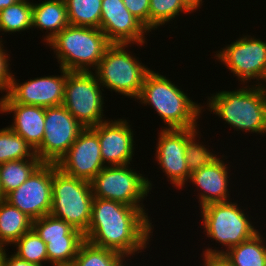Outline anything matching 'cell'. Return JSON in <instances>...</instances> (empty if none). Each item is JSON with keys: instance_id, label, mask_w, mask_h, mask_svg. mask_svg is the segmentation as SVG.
Here are the masks:
<instances>
[{"instance_id": "cell-42", "label": "cell", "mask_w": 266, "mask_h": 266, "mask_svg": "<svg viewBox=\"0 0 266 266\" xmlns=\"http://www.w3.org/2000/svg\"><path fill=\"white\" fill-rule=\"evenodd\" d=\"M54 266H76L74 262L72 263H64V264H57V265H54Z\"/></svg>"}, {"instance_id": "cell-12", "label": "cell", "mask_w": 266, "mask_h": 266, "mask_svg": "<svg viewBox=\"0 0 266 266\" xmlns=\"http://www.w3.org/2000/svg\"><path fill=\"white\" fill-rule=\"evenodd\" d=\"M199 129V127L185 129H162L156 143L155 161L160 165L169 184L180 189L186 188L191 174L186 162V141Z\"/></svg>"}, {"instance_id": "cell-38", "label": "cell", "mask_w": 266, "mask_h": 266, "mask_svg": "<svg viewBox=\"0 0 266 266\" xmlns=\"http://www.w3.org/2000/svg\"><path fill=\"white\" fill-rule=\"evenodd\" d=\"M19 0H0V11H2L4 8H7L15 3H17Z\"/></svg>"}, {"instance_id": "cell-13", "label": "cell", "mask_w": 266, "mask_h": 266, "mask_svg": "<svg viewBox=\"0 0 266 266\" xmlns=\"http://www.w3.org/2000/svg\"><path fill=\"white\" fill-rule=\"evenodd\" d=\"M53 163H42L5 200L32 220L49 215L52 208Z\"/></svg>"}, {"instance_id": "cell-25", "label": "cell", "mask_w": 266, "mask_h": 266, "mask_svg": "<svg viewBox=\"0 0 266 266\" xmlns=\"http://www.w3.org/2000/svg\"><path fill=\"white\" fill-rule=\"evenodd\" d=\"M149 30L152 32L163 25L170 24L179 14L194 13L186 0H150Z\"/></svg>"}, {"instance_id": "cell-37", "label": "cell", "mask_w": 266, "mask_h": 266, "mask_svg": "<svg viewBox=\"0 0 266 266\" xmlns=\"http://www.w3.org/2000/svg\"><path fill=\"white\" fill-rule=\"evenodd\" d=\"M186 2L195 10L200 9L202 5L204 4L203 0H186Z\"/></svg>"}, {"instance_id": "cell-6", "label": "cell", "mask_w": 266, "mask_h": 266, "mask_svg": "<svg viewBox=\"0 0 266 266\" xmlns=\"http://www.w3.org/2000/svg\"><path fill=\"white\" fill-rule=\"evenodd\" d=\"M132 44L111 43L93 72L105 89L130 99L138 98L146 75L152 70L129 50ZM128 49V50H127Z\"/></svg>"}, {"instance_id": "cell-33", "label": "cell", "mask_w": 266, "mask_h": 266, "mask_svg": "<svg viewBox=\"0 0 266 266\" xmlns=\"http://www.w3.org/2000/svg\"><path fill=\"white\" fill-rule=\"evenodd\" d=\"M4 40H0V93L3 95L1 98L5 95H7V92L10 87L11 79H12V72L9 68L12 64H10V54H8L9 51H7L4 47Z\"/></svg>"}, {"instance_id": "cell-40", "label": "cell", "mask_w": 266, "mask_h": 266, "mask_svg": "<svg viewBox=\"0 0 266 266\" xmlns=\"http://www.w3.org/2000/svg\"><path fill=\"white\" fill-rule=\"evenodd\" d=\"M132 259L131 257H125V258H123L116 266H128L129 265V263H127L128 262V260L130 261V259ZM125 259H126V261H125ZM125 261V262H124ZM130 266V265H129Z\"/></svg>"}, {"instance_id": "cell-34", "label": "cell", "mask_w": 266, "mask_h": 266, "mask_svg": "<svg viewBox=\"0 0 266 266\" xmlns=\"http://www.w3.org/2000/svg\"><path fill=\"white\" fill-rule=\"evenodd\" d=\"M150 0H123L124 5L149 29V8Z\"/></svg>"}, {"instance_id": "cell-15", "label": "cell", "mask_w": 266, "mask_h": 266, "mask_svg": "<svg viewBox=\"0 0 266 266\" xmlns=\"http://www.w3.org/2000/svg\"><path fill=\"white\" fill-rule=\"evenodd\" d=\"M56 165L63 173L90 182L105 167L97 132L84 128Z\"/></svg>"}, {"instance_id": "cell-20", "label": "cell", "mask_w": 266, "mask_h": 266, "mask_svg": "<svg viewBox=\"0 0 266 266\" xmlns=\"http://www.w3.org/2000/svg\"><path fill=\"white\" fill-rule=\"evenodd\" d=\"M69 25L64 0H45L34 3L32 0V30H46L44 44ZM47 33V34H46Z\"/></svg>"}, {"instance_id": "cell-4", "label": "cell", "mask_w": 266, "mask_h": 266, "mask_svg": "<svg viewBox=\"0 0 266 266\" xmlns=\"http://www.w3.org/2000/svg\"><path fill=\"white\" fill-rule=\"evenodd\" d=\"M110 44L100 28L73 25L46 43L53 50L59 67L81 72H94Z\"/></svg>"}, {"instance_id": "cell-11", "label": "cell", "mask_w": 266, "mask_h": 266, "mask_svg": "<svg viewBox=\"0 0 266 266\" xmlns=\"http://www.w3.org/2000/svg\"><path fill=\"white\" fill-rule=\"evenodd\" d=\"M44 136L35 154L43 163H54L67 153L85 128L63 106L45 108Z\"/></svg>"}, {"instance_id": "cell-10", "label": "cell", "mask_w": 266, "mask_h": 266, "mask_svg": "<svg viewBox=\"0 0 266 266\" xmlns=\"http://www.w3.org/2000/svg\"><path fill=\"white\" fill-rule=\"evenodd\" d=\"M226 45L215 51L214 58L221 62L219 64H223L234 77L237 76L241 81L239 85L251 82L262 86L266 78V40L244 34Z\"/></svg>"}, {"instance_id": "cell-21", "label": "cell", "mask_w": 266, "mask_h": 266, "mask_svg": "<svg viewBox=\"0 0 266 266\" xmlns=\"http://www.w3.org/2000/svg\"><path fill=\"white\" fill-rule=\"evenodd\" d=\"M32 221L6 200L0 201V246H13L23 234L32 229Z\"/></svg>"}, {"instance_id": "cell-30", "label": "cell", "mask_w": 266, "mask_h": 266, "mask_svg": "<svg viewBox=\"0 0 266 266\" xmlns=\"http://www.w3.org/2000/svg\"><path fill=\"white\" fill-rule=\"evenodd\" d=\"M32 229L45 243L47 240L64 239V237H84L80 230L50 214L33 220Z\"/></svg>"}, {"instance_id": "cell-3", "label": "cell", "mask_w": 266, "mask_h": 266, "mask_svg": "<svg viewBox=\"0 0 266 266\" xmlns=\"http://www.w3.org/2000/svg\"><path fill=\"white\" fill-rule=\"evenodd\" d=\"M210 95L202 109L213 112L236 131L266 134V89L263 86L242 85Z\"/></svg>"}, {"instance_id": "cell-7", "label": "cell", "mask_w": 266, "mask_h": 266, "mask_svg": "<svg viewBox=\"0 0 266 266\" xmlns=\"http://www.w3.org/2000/svg\"><path fill=\"white\" fill-rule=\"evenodd\" d=\"M93 200L89 181L69 176L53 163L50 215L64 220L84 234L90 223Z\"/></svg>"}, {"instance_id": "cell-29", "label": "cell", "mask_w": 266, "mask_h": 266, "mask_svg": "<svg viewBox=\"0 0 266 266\" xmlns=\"http://www.w3.org/2000/svg\"><path fill=\"white\" fill-rule=\"evenodd\" d=\"M124 255L117 251L95 246L84 241L74 259L76 266H116Z\"/></svg>"}, {"instance_id": "cell-35", "label": "cell", "mask_w": 266, "mask_h": 266, "mask_svg": "<svg viewBox=\"0 0 266 266\" xmlns=\"http://www.w3.org/2000/svg\"><path fill=\"white\" fill-rule=\"evenodd\" d=\"M201 266H233L225 254H202Z\"/></svg>"}, {"instance_id": "cell-5", "label": "cell", "mask_w": 266, "mask_h": 266, "mask_svg": "<svg viewBox=\"0 0 266 266\" xmlns=\"http://www.w3.org/2000/svg\"><path fill=\"white\" fill-rule=\"evenodd\" d=\"M238 201L211 203L203 208L201 211V220L206 237L213 239L216 243H220L222 248L218 250L214 248L204 247L203 254H224L230 248L237 246L238 244L251 239L255 234L259 232L257 227L249 214H246V208L244 209ZM240 206V207H239ZM243 209H242V208ZM245 210V211H244ZM253 222V223H252ZM224 246V247H223Z\"/></svg>"}, {"instance_id": "cell-28", "label": "cell", "mask_w": 266, "mask_h": 266, "mask_svg": "<svg viewBox=\"0 0 266 266\" xmlns=\"http://www.w3.org/2000/svg\"><path fill=\"white\" fill-rule=\"evenodd\" d=\"M14 255L29 263L39 266L49 264L46 243L31 229L23 234L14 244Z\"/></svg>"}, {"instance_id": "cell-14", "label": "cell", "mask_w": 266, "mask_h": 266, "mask_svg": "<svg viewBox=\"0 0 266 266\" xmlns=\"http://www.w3.org/2000/svg\"><path fill=\"white\" fill-rule=\"evenodd\" d=\"M100 30L110 43L147 45L150 30L124 5L123 0H102Z\"/></svg>"}, {"instance_id": "cell-23", "label": "cell", "mask_w": 266, "mask_h": 266, "mask_svg": "<svg viewBox=\"0 0 266 266\" xmlns=\"http://www.w3.org/2000/svg\"><path fill=\"white\" fill-rule=\"evenodd\" d=\"M42 163L40 159H22L0 164V179L5 197L24 183Z\"/></svg>"}, {"instance_id": "cell-9", "label": "cell", "mask_w": 266, "mask_h": 266, "mask_svg": "<svg viewBox=\"0 0 266 266\" xmlns=\"http://www.w3.org/2000/svg\"><path fill=\"white\" fill-rule=\"evenodd\" d=\"M104 88L91 72L68 71L63 106L85 128L93 127L106 119Z\"/></svg>"}, {"instance_id": "cell-18", "label": "cell", "mask_w": 266, "mask_h": 266, "mask_svg": "<svg viewBox=\"0 0 266 266\" xmlns=\"http://www.w3.org/2000/svg\"><path fill=\"white\" fill-rule=\"evenodd\" d=\"M222 156V157H221ZM213 160L210 164L193 172L188 183H192L198 190L199 207L211 203L227 202L232 200L230 197V167L229 162L224 161L227 156L223 154ZM225 157V158H224ZM226 162V163H225ZM228 163V164H227ZM229 178V179H228ZM230 190V191H228Z\"/></svg>"}, {"instance_id": "cell-16", "label": "cell", "mask_w": 266, "mask_h": 266, "mask_svg": "<svg viewBox=\"0 0 266 266\" xmlns=\"http://www.w3.org/2000/svg\"><path fill=\"white\" fill-rule=\"evenodd\" d=\"M59 68L60 75L30 78V80L22 83L15 79V75L12 74L7 95L18 104L35 105L43 108L61 106L64 100L67 70Z\"/></svg>"}, {"instance_id": "cell-24", "label": "cell", "mask_w": 266, "mask_h": 266, "mask_svg": "<svg viewBox=\"0 0 266 266\" xmlns=\"http://www.w3.org/2000/svg\"><path fill=\"white\" fill-rule=\"evenodd\" d=\"M32 30V2L19 0L0 11V40L5 33H17Z\"/></svg>"}, {"instance_id": "cell-19", "label": "cell", "mask_w": 266, "mask_h": 266, "mask_svg": "<svg viewBox=\"0 0 266 266\" xmlns=\"http://www.w3.org/2000/svg\"><path fill=\"white\" fill-rule=\"evenodd\" d=\"M13 113V122L8 127L22 136L34 149L41 145L45 132V108L15 103L8 95L0 98V114Z\"/></svg>"}, {"instance_id": "cell-22", "label": "cell", "mask_w": 266, "mask_h": 266, "mask_svg": "<svg viewBox=\"0 0 266 266\" xmlns=\"http://www.w3.org/2000/svg\"><path fill=\"white\" fill-rule=\"evenodd\" d=\"M261 232L224 253L233 266H266V238Z\"/></svg>"}, {"instance_id": "cell-41", "label": "cell", "mask_w": 266, "mask_h": 266, "mask_svg": "<svg viewBox=\"0 0 266 266\" xmlns=\"http://www.w3.org/2000/svg\"><path fill=\"white\" fill-rule=\"evenodd\" d=\"M5 195L2 189V185H1V179H0V201L5 200Z\"/></svg>"}, {"instance_id": "cell-26", "label": "cell", "mask_w": 266, "mask_h": 266, "mask_svg": "<svg viewBox=\"0 0 266 266\" xmlns=\"http://www.w3.org/2000/svg\"><path fill=\"white\" fill-rule=\"evenodd\" d=\"M69 25L100 28L102 0H64Z\"/></svg>"}, {"instance_id": "cell-17", "label": "cell", "mask_w": 266, "mask_h": 266, "mask_svg": "<svg viewBox=\"0 0 266 266\" xmlns=\"http://www.w3.org/2000/svg\"><path fill=\"white\" fill-rule=\"evenodd\" d=\"M129 123L130 120L123 118H117V120L108 118L92 127L98 134L100 152L105 166L127 165L133 161L136 142L134 131Z\"/></svg>"}, {"instance_id": "cell-1", "label": "cell", "mask_w": 266, "mask_h": 266, "mask_svg": "<svg viewBox=\"0 0 266 266\" xmlns=\"http://www.w3.org/2000/svg\"><path fill=\"white\" fill-rule=\"evenodd\" d=\"M147 211L146 208L94 197L90 223L84 233L85 240L125 257L137 256L150 247L154 232Z\"/></svg>"}, {"instance_id": "cell-43", "label": "cell", "mask_w": 266, "mask_h": 266, "mask_svg": "<svg viewBox=\"0 0 266 266\" xmlns=\"http://www.w3.org/2000/svg\"><path fill=\"white\" fill-rule=\"evenodd\" d=\"M266 78H265V81H264V84L262 85L265 89H266Z\"/></svg>"}, {"instance_id": "cell-36", "label": "cell", "mask_w": 266, "mask_h": 266, "mask_svg": "<svg viewBox=\"0 0 266 266\" xmlns=\"http://www.w3.org/2000/svg\"><path fill=\"white\" fill-rule=\"evenodd\" d=\"M5 250L3 266H39L37 264L29 263L26 260L18 258L16 255H8Z\"/></svg>"}, {"instance_id": "cell-8", "label": "cell", "mask_w": 266, "mask_h": 266, "mask_svg": "<svg viewBox=\"0 0 266 266\" xmlns=\"http://www.w3.org/2000/svg\"><path fill=\"white\" fill-rule=\"evenodd\" d=\"M131 164L105 166L91 181L94 197L113 200L136 208H145L144 199L153 188L152 181Z\"/></svg>"}, {"instance_id": "cell-32", "label": "cell", "mask_w": 266, "mask_h": 266, "mask_svg": "<svg viewBox=\"0 0 266 266\" xmlns=\"http://www.w3.org/2000/svg\"><path fill=\"white\" fill-rule=\"evenodd\" d=\"M199 131L200 129H198L186 141V150H185L186 154L185 155H186V162H187V166H188V170L190 174L210 164L213 160H215L218 157L215 151L214 152L213 150L211 151L209 149V146L199 141L201 139L200 136H202Z\"/></svg>"}, {"instance_id": "cell-39", "label": "cell", "mask_w": 266, "mask_h": 266, "mask_svg": "<svg viewBox=\"0 0 266 266\" xmlns=\"http://www.w3.org/2000/svg\"><path fill=\"white\" fill-rule=\"evenodd\" d=\"M5 250H8V249H6L3 246H0V266H3Z\"/></svg>"}, {"instance_id": "cell-2", "label": "cell", "mask_w": 266, "mask_h": 266, "mask_svg": "<svg viewBox=\"0 0 266 266\" xmlns=\"http://www.w3.org/2000/svg\"><path fill=\"white\" fill-rule=\"evenodd\" d=\"M180 87L166 74L164 76L151 70L136 100L140 105H148L156 111L164 123L162 129L200 127L197 123L204 111L202 105L193 101Z\"/></svg>"}, {"instance_id": "cell-27", "label": "cell", "mask_w": 266, "mask_h": 266, "mask_svg": "<svg viewBox=\"0 0 266 266\" xmlns=\"http://www.w3.org/2000/svg\"><path fill=\"white\" fill-rule=\"evenodd\" d=\"M22 159H39V157L22 136L8 126L0 129V164Z\"/></svg>"}, {"instance_id": "cell-31", "label": "cell", "mask_w": 266, "mask_h": 266, "mask_svg": "<svg viewBox=\"0 0 266 266\" xmlns=\"http://www.w3.org/2000/svg\"><path fill=\"white\" fill-rule=\"evenodd\" d=\"M85 237H64V239L47 240V256L49 265L72 263L77 256Z\"/></svg>"}]
</instances>
